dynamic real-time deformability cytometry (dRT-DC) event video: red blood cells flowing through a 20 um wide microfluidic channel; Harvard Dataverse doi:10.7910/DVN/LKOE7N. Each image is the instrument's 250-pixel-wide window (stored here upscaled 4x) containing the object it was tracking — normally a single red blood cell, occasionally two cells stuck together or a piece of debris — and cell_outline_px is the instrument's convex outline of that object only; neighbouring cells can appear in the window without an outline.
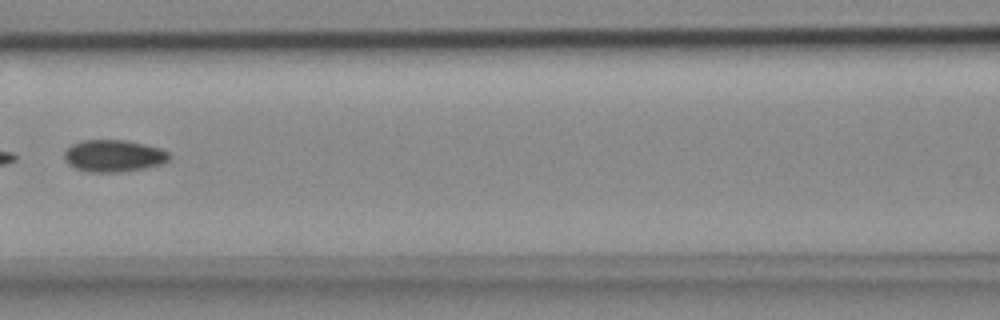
{"species": "common noctule bat (a hibernating species)", "species_latin": "Nyctalus noctula", "temperature_condition": "cold", "stored_images_in_passage": 6, "camera_frame_rate_fps": 3000, "um_per_image_px": 0.085, "animal": {"sex": "female", "body_mass_g": 18.4}, "frame": {"image": 1, "passage_image": 6, "time_ms": 1.667, "image_size_px": [1000, 320], "cell_outline_px": [[168, 160], [160, 164], [144, 168], [120, 172], [88, 172], [76, 168], [68, 164], [64, 160], [64, 152], [72, 144], [84, 140], [124, 140], [144, 144], [160, 148], [168, 152]], "centroid_in_image_um": [9.62, 13.25], "position_along_channel_um": 157.0, "area_um2": 19.42}}